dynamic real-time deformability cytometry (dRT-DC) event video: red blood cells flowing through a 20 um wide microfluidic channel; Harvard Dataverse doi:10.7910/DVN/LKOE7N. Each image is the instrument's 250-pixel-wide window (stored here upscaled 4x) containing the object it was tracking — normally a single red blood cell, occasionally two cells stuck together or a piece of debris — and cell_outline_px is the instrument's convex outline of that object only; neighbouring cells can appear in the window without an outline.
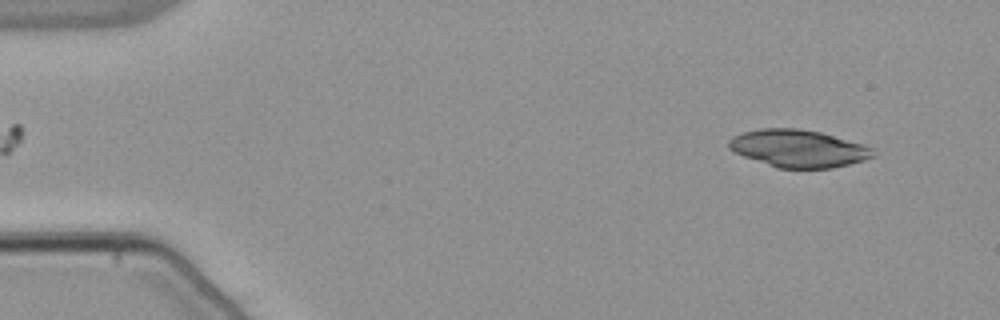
{"species": "common noctule bat (a hibernating species)", "species_latin": "Nyctalus noctula", "temperature_condition": "warm", "stored_images_in_passage": 51, "camera_frame_rate_fps": 3000, "um_per_image_px": 0.085, "animal": {"sex": "male", "body_mass_g": 21.5, "forearm_length_mm": 52.0}, "frame": {"image": 1, "passage_image": 3, "time_ms": 0.667, "image_size_px": [1000, 320], "cell_outline_px": [[876, 156], [864, 160], [832, 168], [776, 168], [744, 156], [728, 148], [728, 140], [732, 136], [744, 132], [760, 128], [796, 128], [820, 132], [864, 144], [872, 148]], "centroid_in_image_um": [67.86, 12.62], "position_along_channel_um": 17.1, "area_um2": 31.44}}